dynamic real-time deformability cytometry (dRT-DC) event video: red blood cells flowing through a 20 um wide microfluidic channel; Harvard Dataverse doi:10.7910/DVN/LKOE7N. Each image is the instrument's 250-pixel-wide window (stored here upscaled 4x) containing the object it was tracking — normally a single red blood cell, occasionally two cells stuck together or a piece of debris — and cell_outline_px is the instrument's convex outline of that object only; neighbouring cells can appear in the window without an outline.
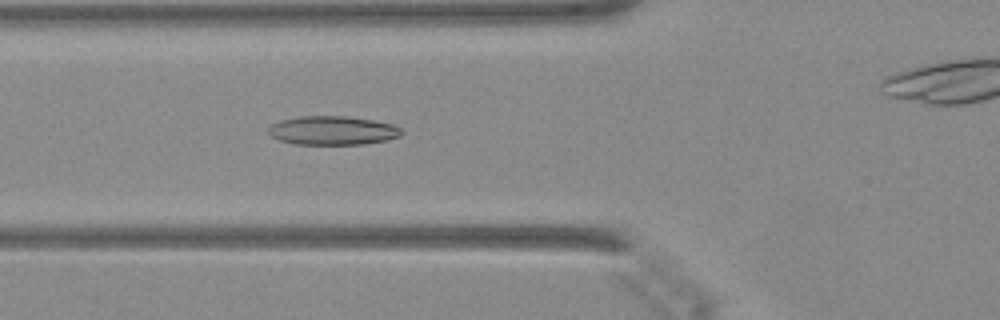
{"species": "Egyptian fruit bat (a non-hibernating species)", "species_latin": "Rousettus aegyptiacus", "temperature_condition": "warm", "stored_images_in_passage": 35, "camera_frame_rate_fps": 3000, "um_per_image_px": 0.085, "animal": {"sex": "female"}, "frame": {"image": 1, "passage_image": 4, "time_ms": 1.0, "image_size_px": [1000, 320], "cell_outline_px": [[404, 132], [400, 136], [388, 140], [364, 144], [292, 144], [276, 140], [268, 132], [268, 128], [272, 124], [280, 120], [300, 116], [348, 116], [372, 120], [392, 124], [400, 128]], "centroid_in_image_um": [28.26, 11.09], "position_along_channel_um": 97.5, "area_um2": 22.54}}
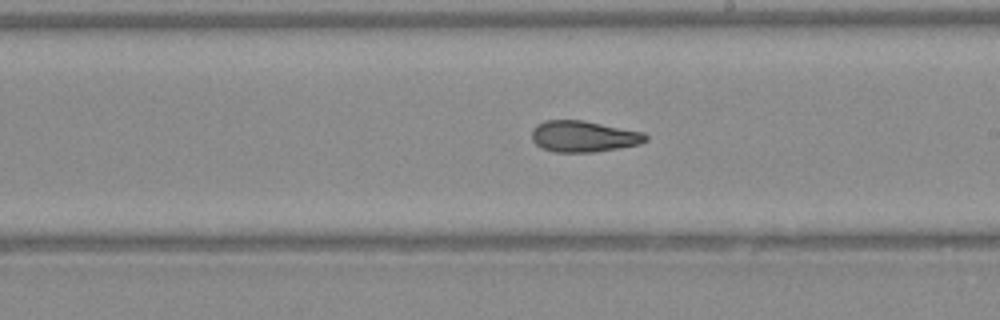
{"frame": {"image": 2, "passage_image": 14, "time_ms": 4.333, "image_size_px": [1000, 320], "cell_outline_px": [[648, 140], [640, 144], [596, 152], [552, 152], [540, 148], [532, 140], [532, 128], [536, 124], [544, 120], [584, 120], [644, 132], [648, 136]], "centroid_in_image_um": [49.59, 11.59], "position_along_channel_um": 239.4, "area_um2": 21.04}}
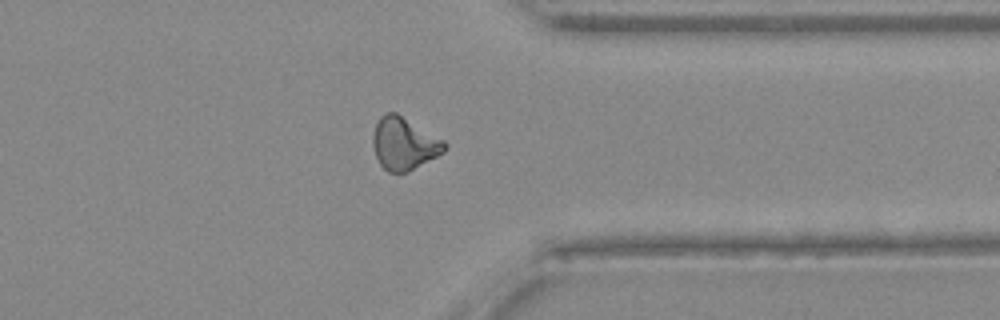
{"frame": {"image": 3, "passage_image": 24, "time_ms": 7.667, "image_size_px": [1000, 320], "cell_outline_px": [[448, 148], [444, 152], [408, 172], [388, 172], [380, 164], [376, 156], [372, 144], [372, 136], [376, 124], [380, 116], [388, 112], [396, 112], [444, 140], [448, 144]], "centroid_in_image_um": [34.35, 12.2], "position_along_channel_um": 377.0, "area_um2": 21.91}}